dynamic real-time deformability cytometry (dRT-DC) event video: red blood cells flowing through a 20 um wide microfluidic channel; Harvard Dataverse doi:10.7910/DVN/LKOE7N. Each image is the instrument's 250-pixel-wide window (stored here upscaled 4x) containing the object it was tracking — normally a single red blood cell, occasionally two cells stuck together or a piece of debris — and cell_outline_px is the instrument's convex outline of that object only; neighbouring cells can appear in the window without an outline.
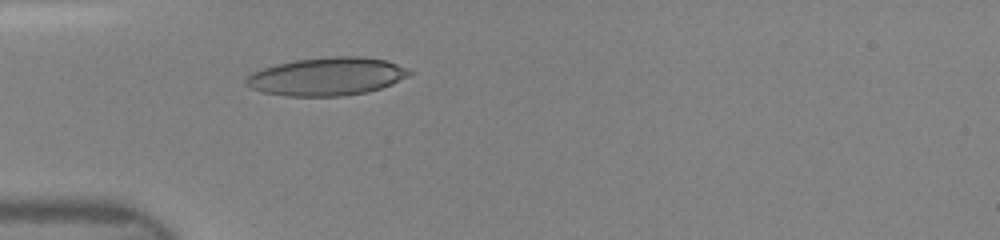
{"species": "human", "species_latin": "Homo sapiens", "temperature_condition": "room temperature", "stored_images_in_passage": 19, "camera_frame_rate_fps": 3000, "um_per_image_px": 0.085, "donor": {"sex": "female"}, "frame": {"image": 1, "passage_image": 10, "time_ms": 4.0, "image_size_px": [1000, 240], "cell_outline_px": [[412, 72], [408, 76], [392, 84], [368, 92], [344, 96], [288, 96], [264, 92], [252, 88], [244, 84], [244, 80], [252, 72], [276, 64], [296, 60], [332, 56], [364, 56], [388, 60], [408, 68]], "centroid_in_image_um": [27.82, 6.49], "position_along_channel_um": 57.2, "area_um2": 36.36}}
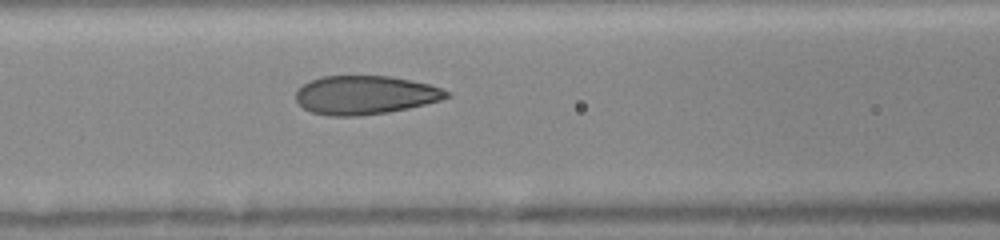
{"frame": {"image": 2, "passage_image": 18, "time_ms": 6.0, "image_size_px": [1000, 240], "cell_outline_px": [[452, 96], [440, 100], [408, 108], [388, 112], [360, 116], [328, 116], [312, 112], [304, 108], [296, 100], [296, 92], [304, 84], [312, 80], [324, 76], [388, 76], [428, 84], [452, 92]], "centroid_in_image_um": [31.05, 8.08], "position_along_channel_um": 135.6, "area_um2": 33.76}}